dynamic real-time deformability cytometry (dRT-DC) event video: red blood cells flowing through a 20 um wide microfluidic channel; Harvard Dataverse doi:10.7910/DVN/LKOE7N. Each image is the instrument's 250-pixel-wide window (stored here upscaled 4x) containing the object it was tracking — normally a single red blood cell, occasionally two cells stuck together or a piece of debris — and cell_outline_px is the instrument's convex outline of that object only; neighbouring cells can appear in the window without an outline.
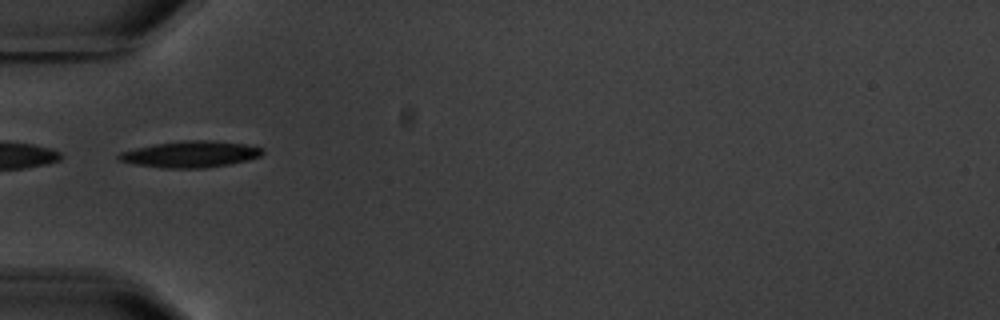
{"species": "common noctule bat (a hibernating species)", "species_latin": "Nyctalus noctula", "temperature_condition": "warm", "stored_images_in_passage": 5, "camera_frame_rate_fps": 3000, "um_per_image_px": 0.085, "animal": {"sex": "male", "body_mass_g": 20.1, "forearm_length_mm": 53.5}, "frame": {"image": 1, "passage_image": 4, "time_ms": 3.667, "image_size_px": [1000, 320], "cell_outline_px": [[264, 152], [260, 156], [248, 160], [228, 164], [204, 168], [160, 168], [136, 164], [120, 160], [116, 156], [120, 152], [136, 148], [156, 144], [184, 140], [212, 140], [244, 144], [264, 148]], "centroid_in_image_um": [16.21, 13.11], "position_along_channel_um": 68.8, "area_um2": 21.96}}
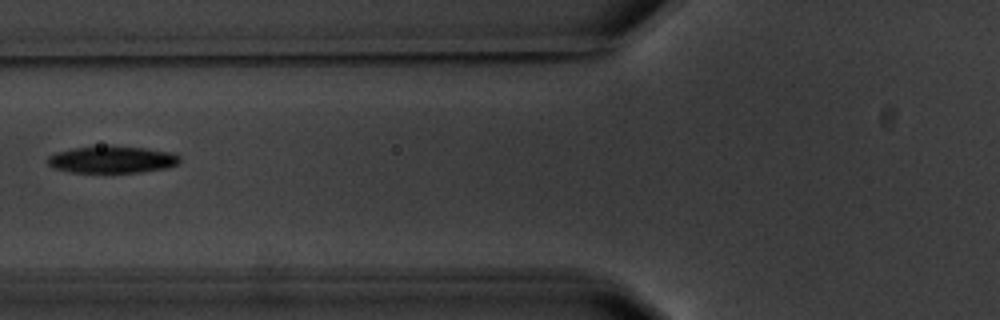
{"frame": {"image": 2, "passage_image": 5, "time_ms": 5.0, "image_size_px": [1000, 320], "cell_outline_px": [[180, 160], [176, 164], [168, 168], [140, 172], [72, 172], [56, 168], [48, 164], [48, 156], [56, 152], [72, 148], [108, 144], [144, 148], [172, 152], [180, 156]], "centroid_in_image_um": [9.54, 13.54], "position_along_channel_um": 116.3, "area_um2": 20.98}}